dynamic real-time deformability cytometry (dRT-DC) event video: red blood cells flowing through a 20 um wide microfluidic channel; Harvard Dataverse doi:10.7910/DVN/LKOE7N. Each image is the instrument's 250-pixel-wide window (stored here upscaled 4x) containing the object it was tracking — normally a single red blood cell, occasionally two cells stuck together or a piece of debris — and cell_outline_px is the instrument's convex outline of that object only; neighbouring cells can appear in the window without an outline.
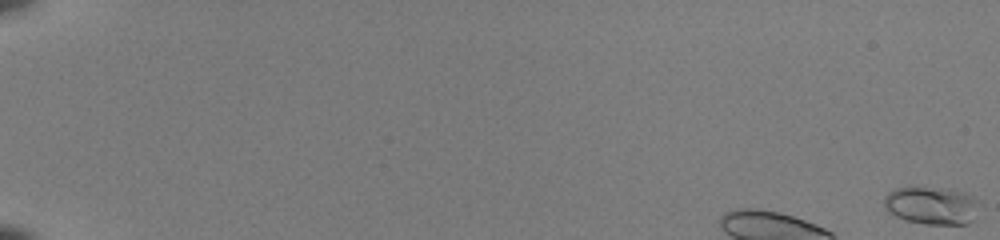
{"species": "common noctule bat (a hibernating species)", "species_latin": "Nyctalus noctula", "temperature_condition": "room temperature", "stored_images_in_passage": 11, "camera_frame_rate_fps": 3000, "um_per_image_px": 0.085, "animal": {"sex": "female", "body_mass_g": 22.0, "forearm_length_mm": 56.7}, "frame": {"image": 1, "passage_image": 1, "time_ms": 0.0, "image_size_px": [1000, 240], "cell_outline_px": [[980, 204], [972, 220], [964, 224], [924, 224], [904, 220], [888, 212], [884, 208], [884, 196], [888, 192], [896, 188], [908, 184], [940, 188], [964, 192], [972, 196]], "centroid_in_image_um": [79.12, 17.43], "position_along_channel_um": 5.9, "area_um2": 21.5}}